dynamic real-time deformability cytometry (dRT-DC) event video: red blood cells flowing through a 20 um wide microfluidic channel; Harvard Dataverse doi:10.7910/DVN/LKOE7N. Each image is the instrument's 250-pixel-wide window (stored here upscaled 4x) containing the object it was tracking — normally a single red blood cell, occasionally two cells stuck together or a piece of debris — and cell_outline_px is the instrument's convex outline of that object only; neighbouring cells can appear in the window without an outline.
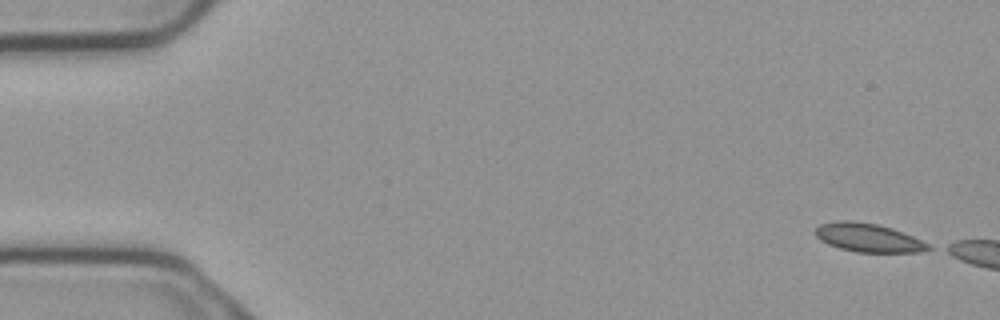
{"species": "common noctule bat (a hibernating species)", "species_latin": "Nyctalus noctula", "temperature_condition": "cold", "stored_images_in_passage": 4, "camera_frame_rate_fps": 3000, "um_per_image_px": 0.085, "animal": {"sex": "male", "body_mass_g": 23.1, "forearm_length_mm": 52.7}, "frame": {"image": 1, "passage_image": 1, "time_ms": 0.0, "image_size_px": [1000, 320], "cell_outline_px": [[932, 248], [920, 252], [856, 252], [840, 248], [828, 244], [820, 240], [816, 236], [816, 228], [820, 224], [836, 220], [852, 220], [876, 224], [892, 228], [912, 236], [928, 244]], "centroid_in_image_um": [73.77, 20.2], "position_along_channel_um": 11.2, "area_um2": 18.67}}